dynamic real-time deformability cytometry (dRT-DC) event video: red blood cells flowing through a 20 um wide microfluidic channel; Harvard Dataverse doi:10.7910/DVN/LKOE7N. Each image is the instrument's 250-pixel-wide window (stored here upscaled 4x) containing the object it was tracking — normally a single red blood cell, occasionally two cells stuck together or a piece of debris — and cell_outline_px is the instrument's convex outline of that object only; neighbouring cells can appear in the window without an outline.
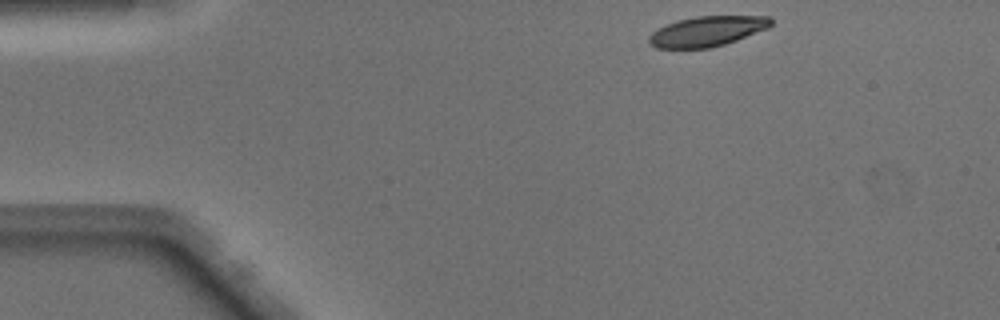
{"species": "Egyptian fruit bat (a non-hibernating species)", "species_latin": "Rousettus aegyptiacus", "temperature_condition": "warm", "stored_images_in_passage": 7, "camera_frame_rate_fps": 3000, "um_per_image_px": 0.085, "animal": {"sex": "male"}, "frame": {"image": 1, "passage_image": 1, "time_ms": 0.0, "image_size_px": [1000, 320], "cell_outline_px": [[772, 24], [768, 28], [736, 40], [712, 48], [656, 48], [648, 44], [648, 36], [652, 32], [676, 20], [696, 16], [772, 16]], "centroid_in_image_um": [60.1, 2.66], "position_along_channel_um": 24.9, "area_um2": 21.44}}